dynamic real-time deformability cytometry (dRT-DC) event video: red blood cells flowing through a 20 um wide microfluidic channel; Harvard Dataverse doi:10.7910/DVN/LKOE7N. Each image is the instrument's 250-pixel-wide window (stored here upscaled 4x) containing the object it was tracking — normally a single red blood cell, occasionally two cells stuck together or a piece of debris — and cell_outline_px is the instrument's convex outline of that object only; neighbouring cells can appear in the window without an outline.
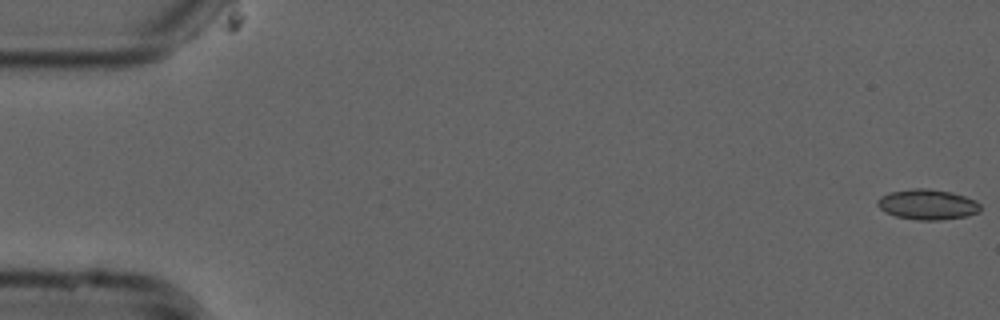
{"species": "common noctule bat (a hibernating species)", "species_latin": "Nyctalus noctula", "temperature_condition": "cold", "stored_images_in_passage": 54, "camera_frame_rate_fps": 3000, "um_per_image_px": 0.085, "animal": {"sex": "male", "forearm_length_mm": 52.5}, "frame": {"image": 1, "passage_image": 1, "time_ms": 0.0, "image_size_px": [1000, 320], "cell_outline_px": [[980, 212], [968, 216], [940, 220], [916, 220], [896, 216], [884, 212], [876, 204], [876, 200], [880, 196], [888, 192], [916, 188], [924, 188], [952, 192], [976, 200], [980, 204]], "centroid_in_image_um": [78.82, 17.38], "position_along_channel_um": 6.2, "area_um2": 18.38}}
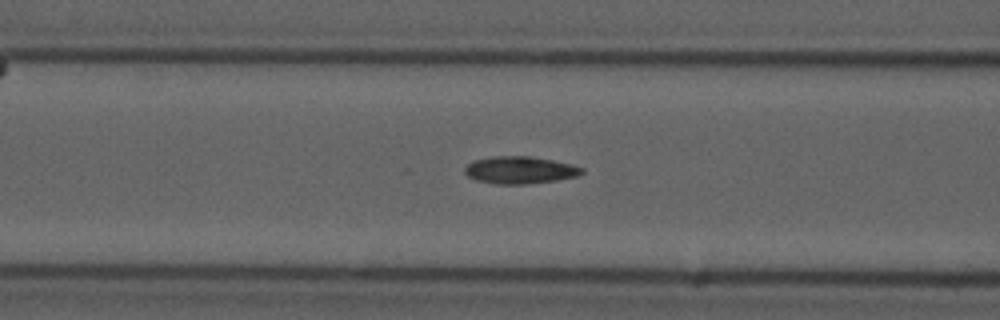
{"frame": {"image": 2, "passage_image": 22, "time_ms": 7.0, "image_size_px": [1000, 320], "cell_outline_px": [[584, 172], [576, 176], [556, 180], [524, 184], [496, 184], [476, 180], [468, 176], [464, 172], [464, 168], [468, 164], [476, 160], [492, 156], [528, 156], [552, 160], [572, 164], [584, 168]], "centroid_in_image_um": [44.19, 14.45], "position_along_channel_um": 122.4, "area_um2": 18.5}}
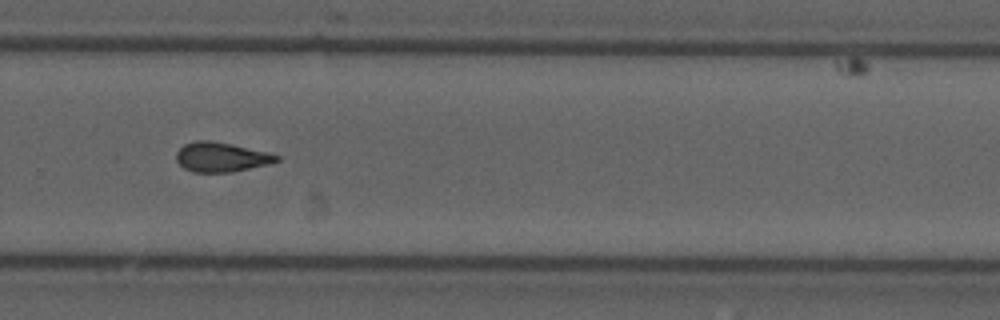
{"frame": {"image": 3, "passage_image": 37, "time_ms": 12.0, "image_size_px": [1000, 320], "cell_outline_px": [[280, 160], [268, 164], [232, 172], [192, 172], [184, 168], [176, 160], [176, 152], [184, 144], [196, 140], [212, 140], [232, 144], [268, 152], [280, 156]], "centroid_in_image_um": [18.79, 13.34], "position_along_channel_um": 311.0, "area_um2": 17.34}, "authors_computed_cell_mechanics": {"area_um2": 17.6579, "velocity_mm_per_s": 3.7787, "shape_relaxation_time_tau1_ms": 11.3663, "shape_relaxation_time_tau2_ms": 3.072, "deformation_change_tau1": 0.2339, "deformation_change_tau2": 0.0964}}